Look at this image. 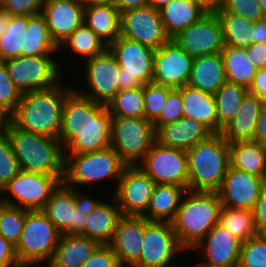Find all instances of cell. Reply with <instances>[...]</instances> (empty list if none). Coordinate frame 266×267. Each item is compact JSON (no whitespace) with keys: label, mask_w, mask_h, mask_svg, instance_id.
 Here are the masks:
<instances>
[{"label":"cell","mask_w":266,"mask_h":267,"mask_svg":"<svg viewBox=\"0 0 266 267\" xmlns=\"http://www.w3.org/2000/svg\"><path fill=\"white\" fill-rule=\"evenodd\" d=\"M63 82L47 89L23 93L7 119L21 130L58 138L65 98L74 89Z\"/></svg>","instance_id":"6da1fadb"},{"label":"cell","mask_w":266,"mask_h":267,"mask_svg":"<svg viewBox=\"0 0 266 267\" xmlns=\"http://www.w3.org/2000/svg\"><path fill=\"white\" fill-rule=\"evenodd\" d=\"M3 132L8 136L20 169L45 175L65 174V155L58 138L21 130L8 119Z\"/></svg>","instance_id":"7a4b0ae2"},{"label":"cell","mask_w":266,"mask_h":267,"mask_svg":"<svg viewBox=\"0 0 266 267\" xmlns=\"http://www.w3.org/2000/svg\"><path fill=\"white\" fill-rule=\"evenodd\" d=\"M221 207L218 192L186 191L172 221L179 244L186 251L192 250L218 223Z\"/></svg>","instance_id":"3957f363"},{"label":"cell","mask_w":266,"mask_h":267,"mask_svg":"<svg viewBox=\"0 0 266 267\" xmlns=\"http://www.w3.org/2000/svg\"><path fill=\"white\" fill-rule=\"evenodd\" d=\"M188 189L217 192L230 165L229 142L212 134L187 150Z\"/></svg>","instance_id":"277c9868"},{"label":"cell","mask_w":266,"mask_h":267,"mask_svg":"<svg viewBox=\"0 0 266 267\" xmlns=\"http://www.w3.org/2000/svg\"><path fill=\"white\" fill-rule=\"evenodd\" d=\"M127 166L111 146L90 153L65 155L63 182L69 187L78 189L81 186L83 189L86 185L91 187L113 179V189H116Z\"/></svg>","instance_id":"5b68a950"},{"label":"cell","mask_w":266,"mask_h":267,"mask_svg":"<svg viewBox=\"0 0 266 267\" xmlns=\"http://www.w3.org/2000/svg\"><path fill=\"white\" fill-rule=\"evenodd\" d=\"M60 231L42 210L28 211L21 237L15 246L21 267L47 264L52 260Z\"/></svg>","instance_id":"8992f818"},{"label":"cell","mask_w":266,"mask_h":267,"mask_svg":"<svg viewBox=\"0 0 266 267\" xmlns=\"http://www.w3.org/2000/svg\"><path fill=\"white\" fill-rule=\"evenodd\" d=\"M156 141L153 122L145 118L111 116L110 146L128 165H138Z\"/></svg>","instance_id":"52a82bcc"},{"label":"cell","mask_w":266,"mask_h":267,"mask_svg":"<svg viewBox=\"0 0 266 267\" xmlns=\"http://www.w3.org/2000/svg\"><path fill=\"white\" fill-rule=\"evenodd\" d=\"M120 67L119 91L143 87L151 83L156 50L137 41L119 36L108 45Z\"/></svg>","instance_id":"ba28073f"},{"label":"cell","mask_w":266,"mask_h":267,"mask_svg":"<svg viewBox=\"0 0 266 267\" xmlns=\"http://www.w3.org/2000/svg\"><path fill=\"white\" fill-rule=\"evenodd\" d=\"M63 178L64 175H45L21 170L0 191V194L3 193L0 201L28 211L43 210Z\"/></svg>","instance_id":"9c48e42d"},{"label":"cell","mask_w":266,"mask_h":267,"mask_svg":"<svg viewBox=\"0 0 266 267\" xmlns=\"http://www.w3.org/2000/svg\"><path fill=\"white\" fill-rule=\"evenodd\" d=\"M87 127H111V114L106 105L84 97L73 89L66 96L63 106L58 136L63 148Z\"/></svg>","instance_id":"30bf717a"},{"label":"cell","mask_w":266,"mask_h":267,"mask_svg":"<svg viewBox=\"0 0 266 267\" xmlns=\"http://www.w3.org/2000/svg\"><path fill=\"white\" fill-rule=\"evenodd\" d=\"M56 60L54 56H20L3 63L11 81L25 93L50 88L62 80L64 71Z\"/></svg>","instance_id":"8fae6325"},{"label":"cell","mask_w":266,"mask_h":267,"mask_svg":"<svg viewBox=\"0 0 266 267\" xmlns=\"http://www.w3.org/2000/svg\"><path fill=\"white\" fill-rule=\"evenodd\" d=\"M142 239L140 258L132 267H176L173 262L175 257L180 252H187L179 244L172 222L149 221L145 218Z\"/></svg>","instance_id":"7c38bea8"},{"label":"cell","mask_w":266,"mask_h":267,"mask_svg":"<svg viewBox=\"0 0 266 267\" xmlns=\"http://www.w3.org/2000/svg\"><path fill=\"white\" fill-rule=\"evenodd\" d=\"M138 166L155 184H172L188 190L186 150L167 147L156 140Z\"/></svg>","instance_id":"4fadbf2b"},{"label":"cell","mask_w":266,"mask_h":267,"mask_svg":"<svg viewBox=\"0 0 266 267\" xmlns=\"http://www.w3.org/2000/svg\"><path fill=\"white\" fill-rule=\"evenodd\" d=\"M84 62L85 73L82 74L85 76L82 80L85 78L86 90L80 87L75 88V86L74 89L82 96L107 106L119 92L120 67L115 56L107 49L102 54L84 60Z\"/></svg>","instance_id":"5bb4252c"},{"label":"cell","mask_w":266,"mask_h":267,"mask_svg":"<svg viewBox=\"0 0 266 267\" xmlns=\"http://www.w3.org/2000/svg\"><path fill=\"white\" fill-rule=\"evenodd\" d=\"M120 36L159 49L170 40L160 11L149 5L120 13Z\"/></svg>","instance_id":"9a60e30c"},{"label":"cell","mask_w":266,"mask_h":267,"mask_svg":"<svg viewBox=\"0 0 266 267\" xmlns=\"http://www.w3.org/2000/svg\"><path fill=\"white\" fill-rule=\"evenodd\" d=\"M192 58L219 54L225 47L222 25L217 14H206L172 39Z\"/></svg>","instance_id":"2e32d148"},{"label":"cell","mask_w":266,"mask_h":267,"mask_svg":"<svg viewBox=\"0 0 266 267\" xmlns=\"http://www.w3.org/2000/svg\"><path fill=\"white\" fill-rule=\"evenodd\" d=\"M155 182L138 166H127L119 179L115 198L122 215H143L150 203Z\"/></svg>","instance_id":"e0dca14e"},{"label":"cell","mask_w":266,"mask_h":267,"mask_svg":"<svg viewBox=\"0 0 266 267\" xmlns=\"http://www.w3.org/2000/svg\"><path fill=\"white\" fill-rule=\"evenodd\" d=\"M194 58L185 53L172 39L156 49L152 82L173 89L187 85Z\"/></svg>","instance_id":"ac0fdd59"},{"label":"cell","mask_w":266,"mask_h":267,"mask_svg":"<svg viewBox=\"0 0 266 267\" xmlns=\"http://www.w3.org/2000/svg\"><path fill=\"white\" fill-rule=\"evenodd\" d=\"M42 211L61 234H83L86 212L76 208L75 188L67 186L63 181L52 192Z\"/></svg>","instance_id":"d6986e66"},{"label":"cell","mask_w":266,"mask_h":267,"mask_svg":"<svg viewBox=\"0 0 266 267\" xmlns=\"http://www.w3.org/2000/svg\"><path fill=\"white\" fill-rule=\"evenodd\" d=\"M266 180L229 165L217 191L222 206L252 210Z\"/></svg>","instance_id":"ffe728a7"},{"label":"cell","mask_w":266,"mask_h":267,"mask_svg":"<svg viewBox=\"0 0 266 267\" xmlns=\"http://www.w3.org/2000/svg\"><path fill=\"white\" fill-rule=\"evenodd\" d=\"M240 245L231 232L217 223L192 250L199 253L196 258L202 256L201 261L213 267H237Z\"/></svg>","instance_id":"44dd1931"},{"label":"cell","mask_w":266,"mask_h":267,"mask_svg":"<svg viewBox=\"0 0 266 267\" xmlns=\"http://www.w3.org/2000/svg\"><path fill=\"white\" fill-rule=\"evenodd\" d=\"M145 217L142 215H121L110 247L123 267H132L140 258L144 235Z\"/></svg>","instance_id":"7402d4cb"},{"label":"cell","mask_w":266,"mask_h":267,"mask_svg":"<svg viewBox=\"0 0 266 267\" xmlns=\"http://www.w3.org/2000/svg\"><path fill=\"white\" fill-rule=\"evenodd\" d=\"M41 13L58 46L84 21V7L77 0H45Z\"/></svg>","instance_id":"603a6c76"},{"label":"cell","mask_w":266,"mask_h":267,"mask_svg":"<svg viewBox=\"0 0 266 267\" xmlns=\"http://www.w3.org/2000/svg\"><path fill=\"white\" fill-rule=\"evenodd\" d=\"M212 134L203 124L183 117L176 122L162 125L156 131V140L164 146L187 151L197 143L209 138Z\"/></svg>","instance_id":"cb8c5ba5"},{"label":"cell","mask_w":266,"mask_h":267,"mask_svg":"<svg viewBox=\"0 0 266 267\" xmlns=\"http://www.w3.org/2000/svg\"><path fill=\"white\" fill-rule=\"evenodd\" d=\"M262 106L263 102L255 94L248 92L239 111L222 129L223 138L229 143L253 140Z\"/></svg>","instance_id":"d4e9b609"},{"label":"cell","mask_w":266,"mask_h":267,"mask_svg":"<svg viewBox=\"0 0 266 267\" xmlns=\"http://www.w3.org/2000/svg\"><path fill=\"white\" fill-rule=\"evenodd\" d=\"M182 93L183 116L206 126L213 134L218 133V115L213 94L184 85Z\"/></svg>","instance_id":"484cf974"},{"label":"cell","mask_w":266,"mask_h":267,"mask_svg":"<svg viewBox=\"0 0 266 267\" xmlns=\"http://www.w3.org/2000/svg\"><path fill=\"white\" fill-rule=\"evenodd\" d=\"M115 198L102 202L86 216L82 236L99 244H109L113 238L117 221L121 216Z\"/></svg>","instance_id":"4316f807"},{"label":"cell","mask_w":266,"mask_h":267,"mask_svg":"<svg viewBox=\"0 0 266 267\" xmlns=\"http://www.w3.org/2000/svg\"><path fill=\"white\" fill-rule=\"evenodd\" d=\"M42 13L28 16L27 30L22 36L20 56H54L60 52ZM53 54V55H52Z\"/></svg>","instance_id":"83f0119b"},{"label":"cell","mask_w":266,"mask_h":267,"mask_svg":"<svg viewBox=\"0 0 266 267\" xmlns=\"http://www.w3.org/2000/svg\"><path fill=\"white\" fill-rule=\"evenodd\" d=\"M99 245L86 236L61 234L54 256L46 267H81Z\"/></svg>","instance_id":"f1b7e54d"},{"label":"cell","mask_w":266,"mask_h":267,"mask_svg":"<svg viewBox=\"0 0 266 267\" xmlns=\"http://www.w3.org/2000/svg\"><path fill=\"white\" fill-rule=\"evenodd\" d=\"M225 82L221 53L194 58L189 86L214 95Z\"/></svg>","instance_id":"f546056e"},{"label":"cell","mask_w":266,"mask_h":267,"mask_svg":"<svg viewBox=\"0 0 266 267\" xmlns=\"http://www.w3.org/2000/svg\"><path fill=\"white\" fill-rule=\"evenodd\" d=\"M159 11L164 29L170 39L207 14L193 0H170Z\"/></svg>","instance_id":"4dcf8cb0"},{"label":"cell","mask_w":266,"mask_h":267,"mask_svg":"<svg viewBox=\"0 0 266 267\" xmlns=\"http://www.w3.org/2000/svg\"><path fill=\"white\" fill-rule=\"evenodd\" d=\"M186 189L172 184H155L149 206L142 215L149 221L172 222Z\"/></svg>","instance_id":"1f68e13d"},{"label":"cell","mask_w":266,"mask_h":267,"mask_svg":"<svg viewBox=\"0 0 266 267\" xmlns=\"http://www.w3.org/2000/svg\"><path fill=\"white\" fill-rule=\"evenodd\" d=\"M230 165L266 180V146L254 140L229 143Z\"/></svg>","instance_id":"d6a6232c"},{"label":"cell","mask_w":266,"mask_h":267,"mask_svg":"<svg viewBox=\"0 0 266 267\" xmlns=\"http://www.w3.org/2000/svg\"><path fill=\"white\" fill-rule=\"evenodd\" d=\"M108 45L120 36V12L114 4L84 7V21Z\"/></svg>","instance_id":"836d02e7"},{"label":"cell","mask_w":266,"mask_h":267,"mask_svg":"<svg viewBox=\"0 0 266 267\" xmlns=\"http://www.w3.org/2000/svg\"><path fill=\"white\" fill-rule=\"evenodd\" d=\"M226 81L250 89L257 69L248 59L246 50L225 46L221 52Z\"/></svg>","instance_id":"e575fe53"},{"label":"cell","mask_w":266,"mask_h":267,"mask_svg":"<svg viewBox=\"0 0 266 267\" xmlns=\"http://www.w3.org/2000/svg\"><path fill=\"white\" fill-rule=\"evenodd\" d=\"M60 49L62 52L63 49L65 51L71 50L73 55H75V59L78 56L80 60H87L105 52L108 49V44L97 36L85 23H82L59 46Z\"/></svg>","instance_id":"d590c367"},{"label":"cell","mask_w":266,"mask_h":267,"mask_svg":"<svg viewBox=\"0 0 266 267\" xmlns=\"http://www.w3.org/2000/svg\"><path fill=\"white\" fill-rule=\"evenodd\" d=\"M249 90L226 81L214 94L218 115V133L233 119Z\"/></svg>","instance_id":"8d00e7d4"},{"label":"cell","mask_w":266,"mask_h":267,"mask_svg":"<svg viewBox=\"0 0 266 267\" xmlns=\"http://www.w3.org/2000/svg\"><path fill=\"white\" fill-rule=\"evenodd\" d=\"M218 224L226 228L241 243L258 236L252 210L221 207Z\"/></svg>","instance_id":"74e56055"},{"label":"cell","mask_w":266,"mask_h":267,"mask_svg":"<svg viewBox=\"0 0 266 267\" xmlns=\"http://www.w3.org/2000/svg\"><path fill=\"white\" fill-rule=\"evenodd\" d=\"M216 14L221 21L225 46L246 49L252 45L250 34L254 30L253 22L234 13Z\"/></svg>","instance_id":"f35d334b"},{"label":"cell","mask_w":266,"mask_h":267,"mask_svg":"<svg viewBox=\"0 0 266 267\" xmlns=\"http://www.w3.org/2000/svg\"><path fill=\"white\" fill-rule=\"evenodd\" d=\"M111 127H87L65 148L64 155L95 152L110 146Z\"/></svg>","instance_id":"ab89813d"},{"label":"cell","mask_w":266,"mask_h":267,"mask_svg":"<svg viewBox=\"0 0 266 267\" xmlns=\"http://www.w3.org/2000/svg\"><path fill=\"white\" fill-rule=\"evenodd\" d=\"M107 108L111 116L144 118L143 87L120 90Z\"/></svg>","instance_id":"60d3db41"},{"label":"cell","mask_w":266,"mask_h":267,"mask_svg":"<svg viewBox=\"0 0 266 267\" xmlns=\"http://www.w3.org/2000/svg\"><path fill=\"white\" fill-rule=\"evenodd\" d=\"M28 16H12L9 28L0 38V62L20 57L22 36L27 30Z\"/></svg>","instance_id":"b9f144b4"},{"label":"cell","mask_w":266,"mask_h":267,"mask_svg":"<svg viewBox=\"0 0 266 267\" xmlns=\"http://www.w3.org/2000/svg\"><path fill=\"white\" fill-rule=\"evenodd\" d=\"M27 210L0 202V235L14 246L20 240Z\"/></svg>","instance_id":"7bdbcfd3"},{"label":"cell","mask_w":266,"mask_h":267,"mask_svg":"<svg viewBox=\"0 0 266 267\" xmlns=\"http://www.w3.org/2000/svg\"><path fill=\"white\" fill-rule=\"evenodd\" d=\"M173 88L159 85L156 83H147L143 86L144 98V118L154 122L161 114L166 104L168 94Z\"/></svg>","instance_id":"ee69618b"},{"label":"cell","mask_w":266,"mask_h":267,"mask_svg":"<svg viewBox=\"0 0 266 267\" xmlns=\"http://www.w3.org/2000/svg\"><path fill=\"white\" fill-rule=\"evenodd\" d=\"M237 267H266V236H255L241 243Z\"/></svg>","instance_id":"f6af8a7d"},{"label":"cell","mask_w":266,"mask_h":267,"mask_svg":"<svg viewBox=\"0 0 266 267\" xmlns=\"http://www.w3.org/2000/svg\"><path fill=\"white\" fill-rule=\"evenodd\" d=\"M22 95L11 81L5 64L0 62V112L8 117L16 109Z\"/></svg>","instance_id":"bcb514c9"},{"label":"cell","mask_w":266,"mask_h":267,"mask_svg":"<svg viewBox=\"0 0 266 267\" xmlns=\"http://www.w3.org/2000/svg\"><path fill=\"white\" fill-rule=\"evenodd\" d=\"M21 171L8 136L0 133V191Z\"/></svg>","instance_id":"7dc6e473"},{"label":"cell","mask_w":266,"mask_h":267,"mask_svg":"<svg viewBox=\"0 0 266 267\" xmlns=\"http://www.w3.org/2000/svg\"><path fill=\"white\" fill-rule=\"evenodd\" d=\"M183 110L181 91L178 88L172 89L168 94L166 104L160 116L153 122L155 131L162 125L182 119L184 117Z\"/></svg>","instance_id":"c3c4849f"},{"label":"cell","mask_w":266,"mask_h":267,"mask_svg":"<svg viewBox=\"0 0 266 267\" xmlns=\"http://www.w3.org/2000/svg\"><path fill=\"white\" fill-rule=\"evenodd\" d=\"M218 12L234 13L251 22L265 18L258 0H224L223 8Z\"/></svg>","instance_id":"681fc988"},{"label":"cell","mask_w":266,"mask_h":267,"mask_svg":"<svg viewBox=\"0 0 266 267\" xmlns=\"http://www.w3.org/2000/svg\"><path fill=\"white\" fill-rule=\"evenodd\" d=\"M81 267H123L109 244H100Z\"/></svg>","instance_id":"f907efd6"},{"label":"cell","mask_w":266,"mask_h":267,"mask_svg":"<svg viewBox=\"0 0 266 267\" xmlns=\"http://www.w3.org/2000/svg\"><path fill=\"white\" fill-rule=\"evenodd\" d=\"M45 0H6L2 8L12 16H31L42 12Z\"/></svg>","instance_id":"816d5d0a"},{"label":"cell","mask_w":266,"mask_h":267,"mask_svg":"<svg viewBox=\"0 0 266 267\" xmlns=\"http://www.w3.org/2000/svg\"><path fill=\"white\" fill-rule=\"evenodd\" d=\"M252 213L258 236H266V184L254 204Z\"/></svg>","instance_id":"f5cc1de1"},{"label":"cell","mask_w":266,"mask_h":267,"mask_svg":"<svg viewBox=\"0 0 266 267\" xmlns=\"http://www.w3.org/2000/svg\"><path fill=\"white\" fill-rule=\"evenodd\" d=\"M0 267H21L15 246L0 235Z\"/></svg>","instance_id":"db71d44e"},{"label":"cell","mask_w":266,"mask_h":267,"mask_svg":"<svg viewBox=\"0 0 266 267\" xmlns=\"http://www.w3.org/2000/svg\"><path fill=\"white\" fill-rule=\"evenodd\" d=\"M245 50L248 59L256 69L266 68V43H252Z\"/></svg>","instance_id":"11a10c76"},{"label":"cell","mask_w":266,"mask_h":267,"mask_svg":"<svg viewBox=\"0 0 266 267\" xmlns=\"http://www.w3.org/2000/svg\"><path fill=\"white\" fill-rule=\"evenodd\" d=\"M83 190L79 191V188H75V204L76 208H80L83 212L88 215L92 212L102 201L96 199L91 194L83 193ZM88 194V195H87ZM91 196V197H90Z\"/></svg>","instance_id":"9f6ffc18"},{"label":"cell","mask_w":266,"mask_h":267,"mask_svg":"<svg viewBox=\"0 0 266 267\" xmlns=\"http://www.w3.org/2000/svg\"><path fill=\"white\" fill-rule=\"evenodd\" d=\"M249 92L255 94L266 104V68L257 69Z\"/></svg>","instance_id":"6f0895ef"},{"label":"cell","mask_w":266,"mask_h":267,"mask_svg":"<svg viewBox=\"0 0 266 267\" xmlns=\"http://www.w3.org/2000/svg\"><path fill=\"white\" fill-rule=\"evenodd\" d=\"M254 141L266 146V104H263L258 118L257 130L253 138Z\"/></svg>","instance_id":"680465c9"},{"label":"cell","mask_w":266,"mask_h":267,"mask_svg":"<svg viewBox=\"0 0 266 267\" xmlns=\"http://www.w3.org/2000/svg\"><path fill=\"white\" fill-rule=\"evenodd\" d=\"M250 39L252 43H266V17L253 22Z\"/></svg>","instance_id":"91938a15"},{"label":"cell","mask_w":266,"mask_h":267,"mask_svg":"<svg viewBox=\"0 0 266 267\" xmlns=\"http://www.w3.org/2000/svg\"><path fill=\"white\" fill-rule=\"evenodd\" d=\"M207 14H216L223 8L224 0H193Z\"/></svg>","instance_id":"94428289"},{"label":"cell","mask_w":266,"mask_h":267,"mask_svg":"<svg viewBox=\"0 0 266 267\" xmlns=\"http://www.w3.org/2000/svg\"><path fill=\"white\" fill-rule=\"evenodd\" d=\"M114 5L122 13L130 9L147 6L148 0H114Z\"/></svg>","instance_id":"6125c7cd"},{"label":"cell","mask_w":266,"mask_h":267,"mask_svg":"<svg viewBox=\"0 0 266 267\" xmlns=\"http://www.w3.org/2000/svg\"><path fill=\"white\" fill-rule=\"evenodd\" d=\"M12 15L0 6V38L4 36L9 28Z\"/></svg>","instance_id":"be15d7a7"},{"label":"cell","mask_w":266,"mask_h":267,"mask_svg":"<svg viewBox=\"0 0 266 267\" xmlns=\"http://www.w3.org/2000/svg\"><path fill=\"white\" fill-rule=\"evenodd\" d=\"M83 7L98 4H114V0H77Z\"/></svg>","instance_id":"e7e4bbea"},{"label":"cell","mask_w":266,"mask_h":267,"mask_svg":"<svg viewBox=\"0 0 266 267\" xmlns=\"http://www.w3.org/2000/svg\"><path fill=\"white\" fill-rule=\"evenodd\" d=\"M170 0H148V5L155 9H160L166 5Z\"/></svg>","instance_id":"03108f58"},{"label":"cell","mask_w":266,"mask_h":267,"mask_svg":"<svg viewBox=\"0 0 266 267\" xmlns=\"http://www.w3.org/2000/svg\"><path fill=\"white\" fill-rule=\"evenodd\" d=\"M7 120V117H5L1 112H0V133L3 132L4 130V124Z\"/></svg>","instance_id":"003e7915"},{"label":"cell","mask_w":266,"mask_h":267,"mask_svg":"<svg viewBox=\"0 0 266 267\" xmlns=\"http://www.w3.org/2000/svg\"><path fill=\"white\" fill-rule=\"evenodd\" d=\"M196 262H194V265L191 266V267H213V266H211L209 264H206V263L202 262L201 260H199V261L196 260Z\"/></svg>","instance_id":"a7ac6f4b"},{"label":"cell","mask_w":266,"mask_h":267,"mask_svg":"<svg viewBox=\"0 0 266 267\" xmlns=\"http://www.w3.org/2000/svg\"><path fill=\"white\" fill-rule=\"evenodd\" d=\"M258 1H259L261 8H262L264 16L266 17V0H258Z\"/></svg>","instance_id":"89a4df30"},{"label":"cell","mask_w":266,"mask_h":267,"mask_svg":"<svg viewBox=\"0 0 266 267\" xmlns=\"http://www.w3.org/2000/svg\"><path fill=\"white\" fill-rule=\"evenodd\" d=\"M6 0H0V6L5 2Z\"/></svg>","instance_id":"2644e50d"}]
</instances>
